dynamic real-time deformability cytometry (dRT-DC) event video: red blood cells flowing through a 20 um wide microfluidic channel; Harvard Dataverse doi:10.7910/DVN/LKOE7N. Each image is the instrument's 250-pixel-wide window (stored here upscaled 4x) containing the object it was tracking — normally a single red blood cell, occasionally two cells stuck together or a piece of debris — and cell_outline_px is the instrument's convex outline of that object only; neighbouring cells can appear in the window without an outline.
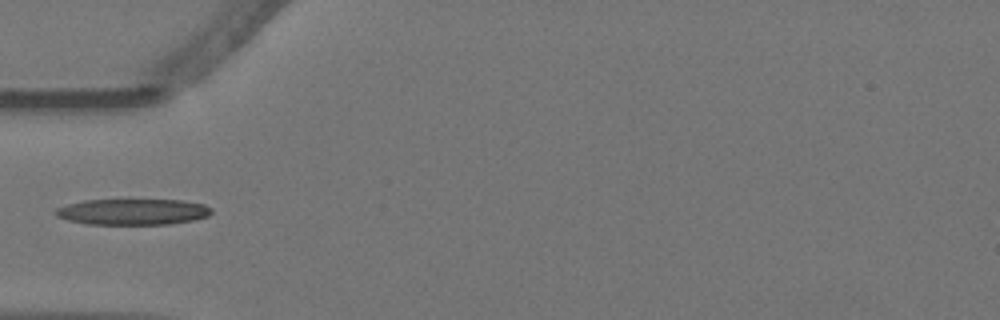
{"species": "Egyptian fruit bat (a non-hibernating species)", "species_latin": "Rousettus aegyptiacus", "temperature_condition": "warm", "stored_images_in_passage": 23, "camera_frame_rate_fps": 3000, "um_per_image_px": 0.085, "animal": {"sex": "female"}, "frame": {"image": 1, "passage_image": 1, "time_ms": 0.0, "image_size_px": [1000, 320], "cell_outline_px": [[212, 212], [208, 216], [192, 220], [168, 224], [88, 224], [68, 220], [56, 216], [56, 208], [68, 204], [84, 200], [184, 200], [204, 204], [212, 208]], "centroid_in_image_um": [11.31, 18.0], "position_along_channel_um": 73.7, "area_um2": 23.52}}
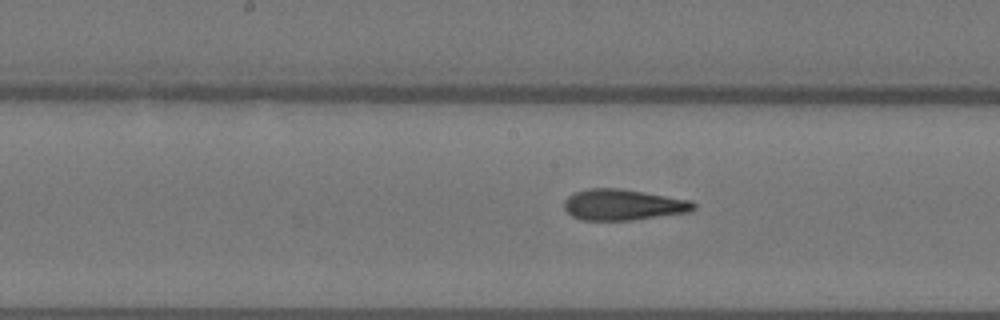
{"frame": {"image": 2, "passage_image": 11, "time_ms": 3.333, "image_size_px": [1000, 320], "cell_outline_px": [[696, 208], [688, 212], [632, 220], [580, 220], [572, 216], [564, 208], [564, 200], [568, 196], [576, 192], [588, 188], [620, 188], [692, 200], [696, 204]], "centroid_in_image_um": [52.96, 17.4], "position_along_channel_um": 195.2, "area_um2": 23.41}}
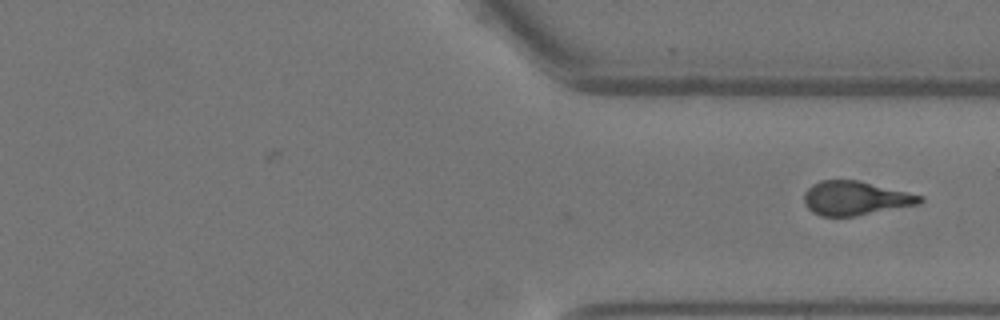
{"frame": {"image": 3, "passage_image": 23, "time_ms": 7.333, "image_size_px": [1000, 320], "cell_outline_px": [[924, 200], [920, 204], [856, 216], [820, 216], [812, 212], [804, 204], [804, 192], [812, 184], [820, 180], [856, 180], [908, 192], [924, 196]], "centroid_in_image_um": [72.7, 16.85], "position_along_channel_um": 338.7, "area_um2": 23.0}}